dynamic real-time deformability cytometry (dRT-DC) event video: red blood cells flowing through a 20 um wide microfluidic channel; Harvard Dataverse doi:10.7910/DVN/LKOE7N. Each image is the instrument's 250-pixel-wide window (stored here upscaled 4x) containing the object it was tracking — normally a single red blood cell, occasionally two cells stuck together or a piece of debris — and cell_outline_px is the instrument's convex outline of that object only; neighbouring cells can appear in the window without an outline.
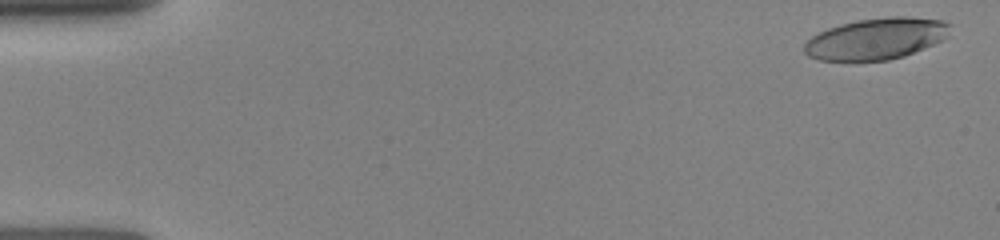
{"species": "human", "species_latin": "Homo sapiens", "temperature_condition": "room temperature", "stored_images_in_passage": 9, "camera_frame_rate_fps": 3000, "um_per_image_px": 0.085, "donor": {"sex": "female"}, "frame": {"image": 1, "passage_image": 2, "time_ms": 0.333, "image_size_px": [1000, 240], "cell_outline_px": [[952, 24], [948, 36], [924, 48], [904, 56], [888, 60], [820, 60], [808, 56], [804, 52], [804, 44], [812, 36], [828, 28], [840, 24], [856, 20], [888, 16], [908, 16], [944, 20]], "centroid_in_image_um": [74.5, 3.27], "position_along_channel_um": 10.5, "area_um2": 35.2}}
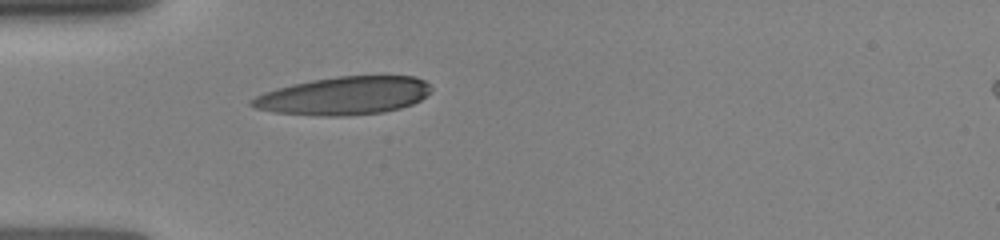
{"frame": {"image": 2, "passage_image": 9, "time_ms": 4.667, "image_size_px": [1000, 240], "cell_outline_px": [[432, 88], [420, 100], [412, 104], [400, 108], [384, 112], [344, 116], [320, 116], [272, 112], [256, 108], [248, 104], [248, 100], [264, 92], [276, 88], [292, 84], [312, 80], [336, 76], [416, 76], [432, 84]], "centroid_in_image_um": [29.22, 8.14], "position_along_channel_um": 55.8, "area_um2": 40.0}}